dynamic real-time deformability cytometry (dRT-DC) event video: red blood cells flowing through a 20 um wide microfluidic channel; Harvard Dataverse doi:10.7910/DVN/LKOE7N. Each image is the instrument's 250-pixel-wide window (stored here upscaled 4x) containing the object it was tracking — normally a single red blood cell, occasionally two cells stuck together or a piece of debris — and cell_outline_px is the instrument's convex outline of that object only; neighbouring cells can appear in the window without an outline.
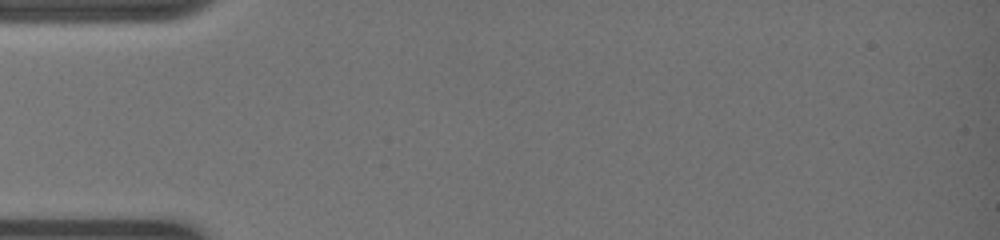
{"species": "common noctule bat (a hibernating species)", "species_latin": "Nyctalus noctula", "temperature_condition": "warm", "stored_images_in_passage": 2, "camera_frame_rate_fps": 3000, "um_per_image_px": 0.085, "animal": {"sex": "female", "body_mass_g": 19.0, "forearm_length_mm": 51.5}, "frame": {"image": 1, "passage_image": 1, "time_ms": 0.0, "image_size_px": [1000, 240], "cell_outline_px": [[172, 188], [160, 192], [52, 192], [36, 188], [36, 184], [56, 180], [120, 180], [172, 184]], "centroid_in_image_um": [8.7, 15.83], "position_along_channel_um": 76.3, "area_um2": 10.35}}